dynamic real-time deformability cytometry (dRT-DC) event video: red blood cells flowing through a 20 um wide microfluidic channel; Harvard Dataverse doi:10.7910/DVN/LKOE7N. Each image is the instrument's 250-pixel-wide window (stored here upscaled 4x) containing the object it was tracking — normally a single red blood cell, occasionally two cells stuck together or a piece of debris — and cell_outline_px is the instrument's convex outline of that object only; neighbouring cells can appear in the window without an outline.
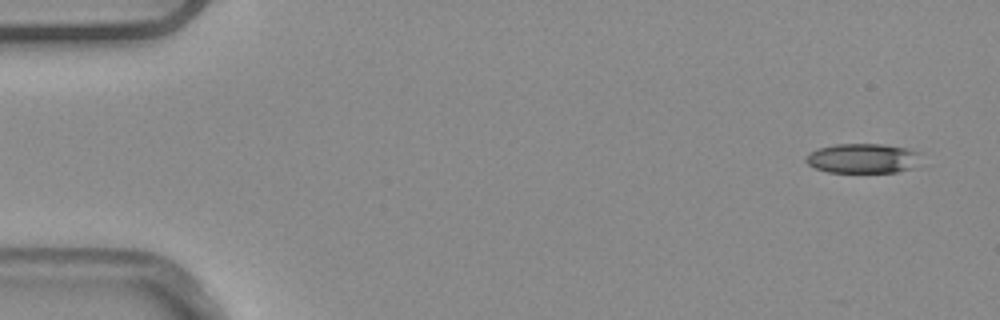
{"species": "common noctule bat (a hibernating species)", "species_latin": "Nyctalus noctula", "temperature_condition": "warm", "stored_images_in_passage": 4, "camera_frame_rate_fps": 3000, "um_per_image_px": 0.085, "animal": {"sex": "male", "body_mass_g": 20.4}, "frame": {"image": 1, "passage_image": 1, "time_ms": 0.0, "image_size_px": [1000, 320], "cell_outline_px": [[920, 152], [912, 168], [896, 172], [828, 172], [816, 168], [808, 164], [804, 160], [808, 152], [816, 148], [836, 144], [884, 144], [912, 148]], "centroid_in_image_um": [73.29, 13.44], "position_along_channel_um": 11.7, "area_um2": 20.0}}